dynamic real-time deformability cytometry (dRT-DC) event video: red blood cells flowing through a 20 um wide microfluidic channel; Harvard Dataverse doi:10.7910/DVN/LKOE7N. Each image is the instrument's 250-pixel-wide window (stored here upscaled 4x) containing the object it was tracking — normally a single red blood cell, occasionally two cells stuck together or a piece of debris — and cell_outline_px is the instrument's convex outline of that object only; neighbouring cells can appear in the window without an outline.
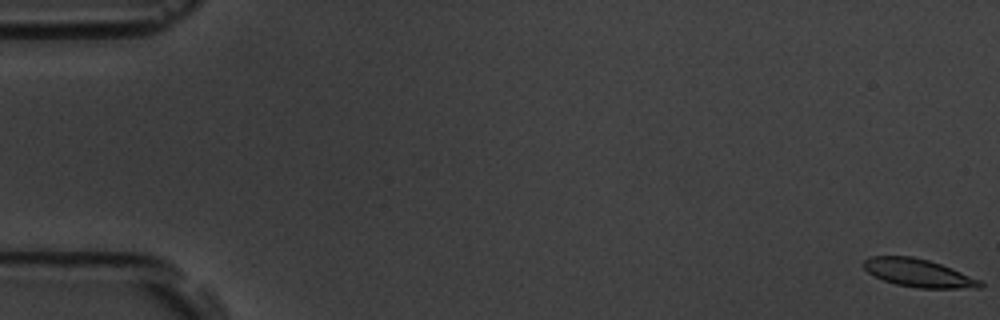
{"species": "common noctule bat (a hibernating species)", "species_latin": "Nyctalus noctula", "temperature_condition": "room temperature", "stored_images_in_passage": 8, "camera_frame_rate_fps": 3000, "um_per_image_px": 0.085, "animal": {"sex": "male", "body_mass_g": 19.5, "forearm_length_mm": 54.6}, "frame": {"image": 1, "passage_image": 1, "time_ms": 0.0, "image_size_px": [1000, 320], "cell_outline_px": [[984, 284], [980, 288], [920, 288], [896, 284], [884, 280], [868, 272], [864, 268], [864, 260], [872, 256], [912, 256], [928, 260], [952, 268], [980, 280]], "centroid_in_image_um": [78.08, 23.2], "position_along_channel_um": 6.9, "area_um2": 18.79}}
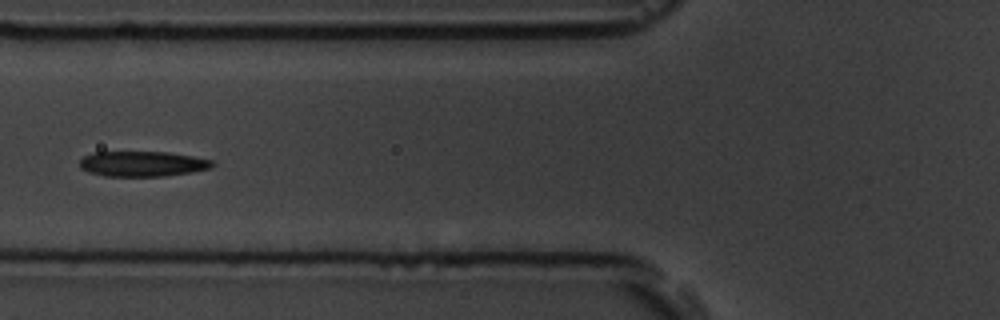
{"frame": {"image": 2, "passage_image": 7, "time_ms": 2.0, "image_size_px": [1000, 320], "cell_outline_px": [[216, 164], [212, 168], [192, 172], [164, 176], [104, 176], [88, 172], [80, 168], [80, 160], [84, 156], [92, 152], [168, 152], [192, 156], [212, 160]], "centroid_in_image_um": [12.12, 13.93], "position_along_channel_um": 113.7, "area_um2": 19.65}}
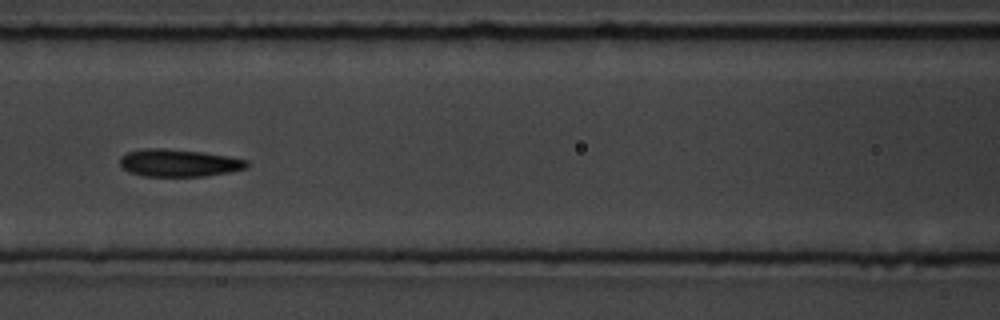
{"frame": {"image": 3, "passage_image": 8, "time_ms": 2.333, "image_size_px": [1000, 320], "cell_outline_px": [[248, 168], [228, 172], [204, 176], [144, 176], [128, 172], [120, 168], [120, 156], [128, 152], [148, 148], [164, 148], [200, 152], [228, 156], [248, 160]], "centroid_in_image_um": [15.17, 13.85], "position_along_channel_um": 151.4, "area_um2": 20.29}}